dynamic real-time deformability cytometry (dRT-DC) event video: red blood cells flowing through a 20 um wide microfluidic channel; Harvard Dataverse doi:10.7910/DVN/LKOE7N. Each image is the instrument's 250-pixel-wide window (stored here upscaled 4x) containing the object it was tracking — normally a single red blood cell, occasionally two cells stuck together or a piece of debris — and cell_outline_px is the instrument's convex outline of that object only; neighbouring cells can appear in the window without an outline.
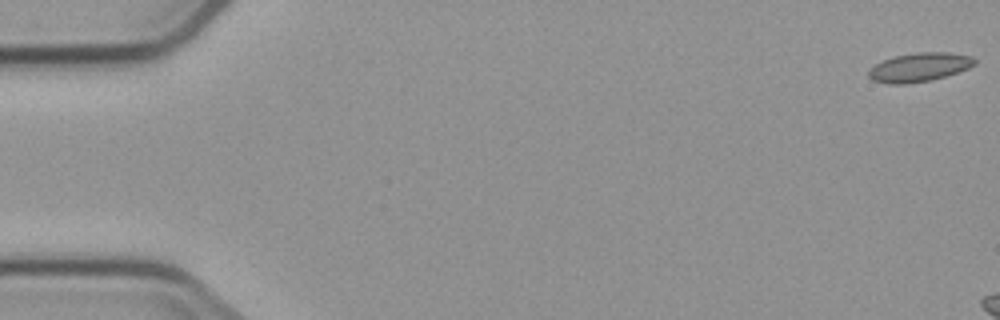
{"species": "common noctule bat (a hibernating species)", "species_latin": "Nyctalus noctula", "temperature_condition": "cold", "stored_images_in_passage": 3, "camera_frame_rate_fps": 3000, "um_per_image_px": 0.085, "animal": {"sex": "male", "body_mass_g": 23.1, "forearm_length_mm": 52.7}, "frame": {"image": 1, "passage_image": 1, "time_ms": 0.0, "image_size_px": [1000, 320], "cell_outline_px": [[976, 64], [968, 68], [932, 80], [908, 84], [888, 84], [872, 80], [868, 76], [868, 72], [876, 64], [892, 56], [916, 52], [948, 52], [972, 56], [976, 60]], "centroid_in_image_um": [78.14, 5.71], "position_along_channel_um": 6.9, "area_um2": 17.86}}